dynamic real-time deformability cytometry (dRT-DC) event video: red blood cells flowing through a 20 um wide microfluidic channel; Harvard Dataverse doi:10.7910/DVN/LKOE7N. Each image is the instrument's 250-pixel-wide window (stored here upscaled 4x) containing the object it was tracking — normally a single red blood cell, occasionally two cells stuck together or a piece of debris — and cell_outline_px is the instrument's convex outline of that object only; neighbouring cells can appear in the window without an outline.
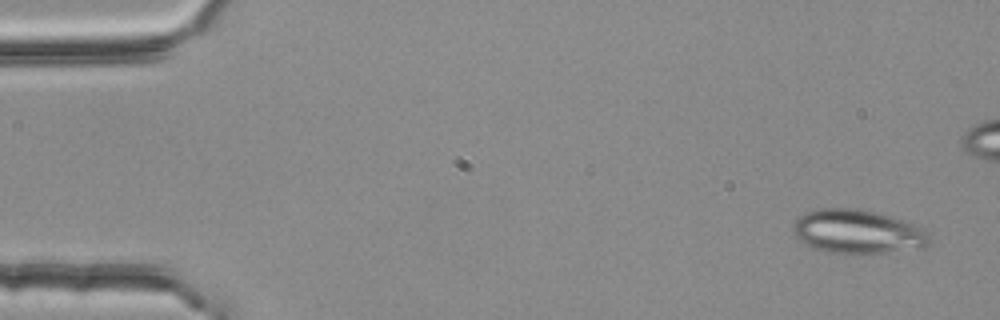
{"species": "common noctule bat (a hibernating species)", "species_latin": "Nyctalus noctula", "temperature_condition": "room temperature", "stored_images_in_passage": 5, "camera_frame_rate_fps": 3000, "um_per_image_px": 0.085, "animal": {"sex": "female", "body_mass_g": 25.1}, "frame": {"image": 1, "passage_image": 1, "time_ms": 0.0, "image_size_px": [1000, 320], "cell_outline_px": [[928, 244], [924, 248], [884, 252], [824, 252], [796, 240], [792, 232], [792, 224], [804, 212], [820, 208], [856, 208], [880, 212], [916, 224], [924, 228], [928, 232]], "centroid_in_image_um": [72.87, 19.66], "position_along_channel_um": 12.1, "area_um2": 35.08}}